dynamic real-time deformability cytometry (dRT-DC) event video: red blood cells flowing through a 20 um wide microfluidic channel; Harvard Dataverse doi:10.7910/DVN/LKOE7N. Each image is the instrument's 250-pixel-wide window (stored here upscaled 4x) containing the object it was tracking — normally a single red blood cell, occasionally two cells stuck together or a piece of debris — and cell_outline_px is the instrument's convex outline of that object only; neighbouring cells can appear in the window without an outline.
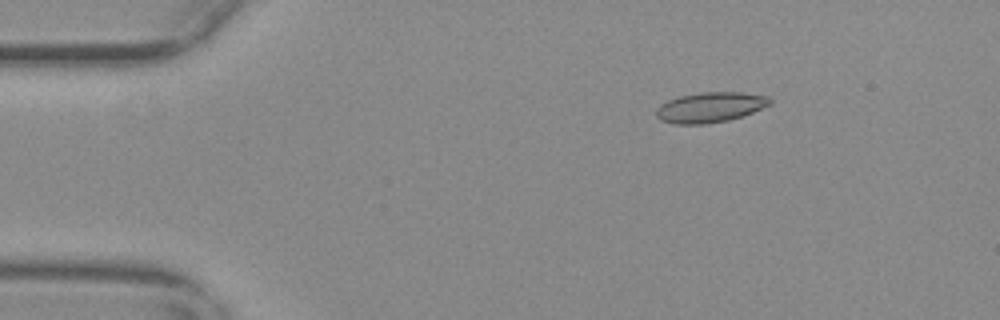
{"species": "common noctule bat (a hibernating species)", "species_latin": "Nyctalus noctula", "temperature_condition": "warm", "stored_images_in_passage": 48, "camera_frame_rate_fps": 3000, "um_per_image_px": 0.085, "animal": {"sex": "female", "body_mass_g": 29.2, "forearm_length_mm": 56.3}, "frame": {"image": 1, "passage_image": 1, "time_ms": 0.0, "image_size_px": [1000, 320], "cell_outline_px": [[772, 104], [744, 116], [728, 120], [704, 124], [672, 124], [660, 120], [656, 116], [656, 108], [660, 104], [668, 100], [680, 96], [700, 92], [740, 92], [768, 96], [772, 100]], "centroid_in_image_um": [60.37, 9.12], "position_along_channel_um": 24.6, "area_um2": 20.23}}
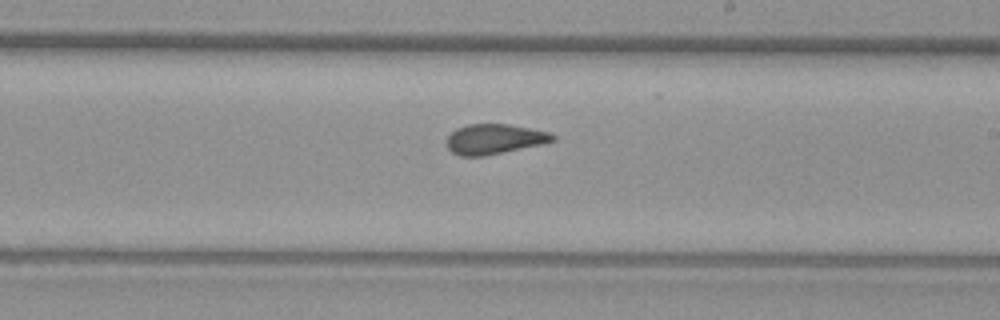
{"frame": {"image": 2, "passage_image": 25, "time_ms": 8.0, "image_size_px": [1000, 320], "cell_outline_px": [[556, 140], [540, 144], [484, 156], [460, 156], [452, 152], [448, 148], [448, 136], [456, 128], [468, 124], [508, 124], [548, 132], [556, 136]], "centroid_in_image_um": [42.0, 11.82], "position_along_channel_um": 247.0, "area_um2": 18.26}}
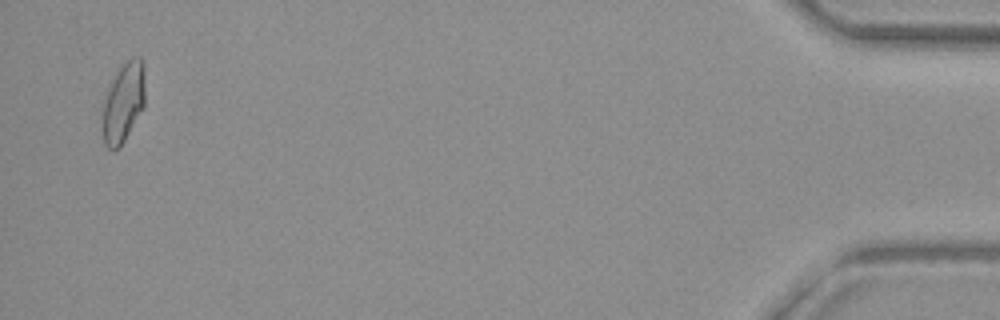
{"frame": {"image": 3, "passage_image": 47, "time_ms": 15.333, "image_size_px": [1000, 320], "cell_outline_px": [[144, 108], [124, 140], [116, 148], [108, 148], [104, 144], [100, 128], [100, 120], [104, 100], [112, 80], [120, 64], [132, 56], [140, 56], [144, 60]], "centroid_in_image_um": [10.47, 8.67], "position_along_channel_um": 424.7, "area_um2": 20.29}, "authors_computed_cell_mechanics": {"area_um2": 19.1029, "velocity_mm_per_s": 3.6914, "shape_relaxation_time_tau1_ms": null, "shape_relaxation_time_tau2_ms": 1.4828, "deformation_change_tau1": null, "deformation_change_tau2": 0.0777}}